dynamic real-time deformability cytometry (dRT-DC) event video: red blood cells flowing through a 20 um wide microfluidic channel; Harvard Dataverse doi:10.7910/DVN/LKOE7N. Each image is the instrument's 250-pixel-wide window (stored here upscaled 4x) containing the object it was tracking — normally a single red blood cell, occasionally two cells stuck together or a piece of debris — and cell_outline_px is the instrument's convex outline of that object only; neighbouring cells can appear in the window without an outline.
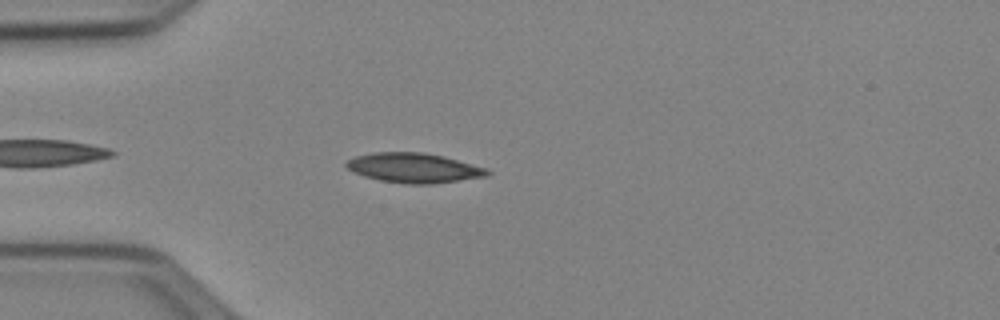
{"species": "Egyptian fruit bat (a non-hibernating species)", "species_latin": "Rousettus aegyptiacus", "temperature_condition": "cold", "stored_images_in_passage": 41, "camera_frame_rate_fps": 3000, "um_per_image_px": 0.085, "animal": {"sex": "female"}, "frame": {"image": 1, "passage_image": 4, "time_ms": 1.0, "image_size_px": [1000, 320], "cell_outline_px": [[492, 172], [488, 176], [432, 184], [408, 184], [380, 180], [364, 176], [348, 168], [344, 164], [348, 160], [356, 156], [372, 152], [424, 152], [444, 156], [488, 168]], "centroid_in_image_um": [35.22, 14.26], "position_along_channel_um": 49.8, "area_um2": 24.45}}
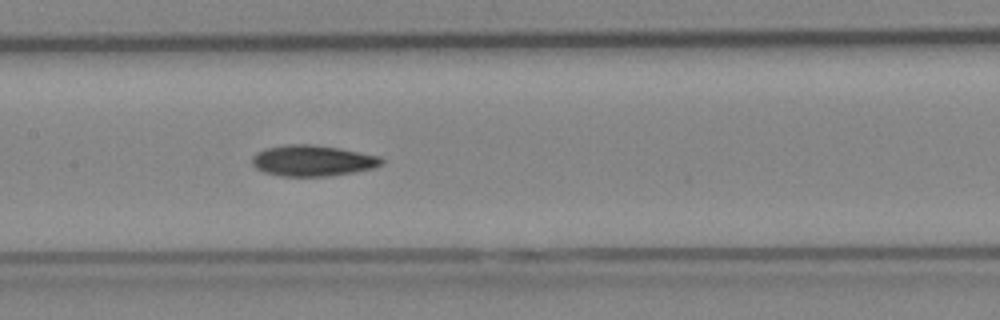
{"frame": {"image": 2, "passage_image": 15, "time_ms": 4.667, "image_size_px": [1000, 320], "cell_outline_px": [[384, 164], [372, 168], [352, 172], [324, 176], [280, 176], [264, 172], [256, 168], [252, 164], [252, 156], [256, 152], [264, 148], [288, 144], [312, 144], [340, 148], [380, 156], [384, 160]], "centroid_in_image_um": [26.55, 13.64], "position_along_channel_um": 180.9, "area_um2": 23.41}}
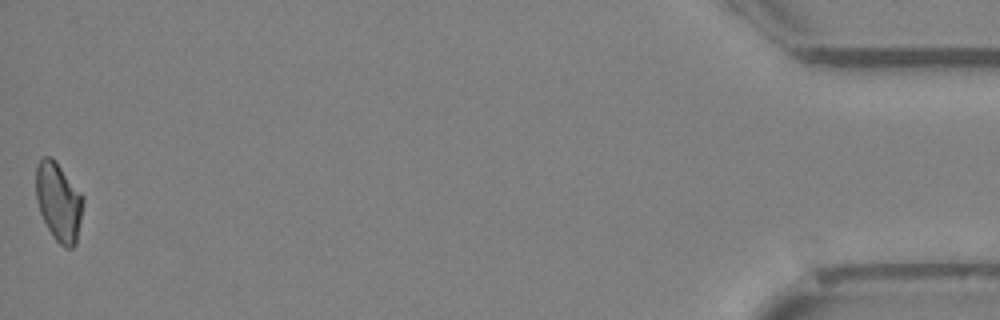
{"frame": {"image": 3, "passage_image": 41, "time_ms": 13.333, "image_size_px": [1000, 320], "cell_outline_px": [[84, 204], [76, 244], [72, 248], [64, 248], [52, 236], [40, 212], [36, 200], [36, 164], [44, 156], [52, 156], [84, 196]], "centroid_in_image_um": [5.0, 17.15], "position_along_channel_um": 430.2, "area_um2": 21.79}, "authors_computed_cell_mechanics": {"area_um2": 22.3686, "velocity_mm_per_s": 3.9527, "shape_relaxation_time_tau1_ms": 7.0835, "shape_relaxation_time_tau2_ms": null, "deformation_change_tau1": 0.1441, "deformation_change_tau2": null}}